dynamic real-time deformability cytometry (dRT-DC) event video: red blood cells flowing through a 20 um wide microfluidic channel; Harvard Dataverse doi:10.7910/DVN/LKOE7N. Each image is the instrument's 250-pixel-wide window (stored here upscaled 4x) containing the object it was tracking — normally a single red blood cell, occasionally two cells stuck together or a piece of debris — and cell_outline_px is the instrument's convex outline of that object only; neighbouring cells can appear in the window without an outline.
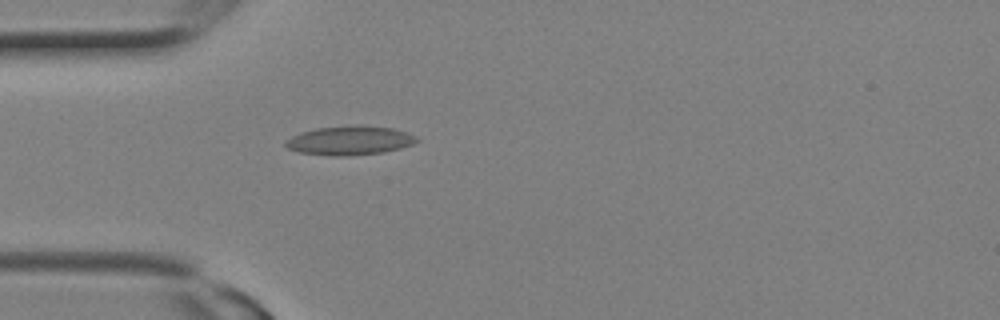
{"species": "Egyptian fruit bat (a non-hibernating species)", "species_latin": "Rousettus aegyptiacus", "temperature_condition": "room temperature", "stored_images_in_passage": 16, "camera_frame_rate_fps": 3000, "um_per_image_px": 0.085, "animal": {"sex": "female"}, "frame": {"image": 1, "passage_image": 7, "time_ms": 2.0, "image_size_px": [1000, 320], "cell_outline_px": [[420, 140], [412, 144], [400, 148], [384, 152], [340, 156], [336, 156], [300, 152], [288, 148], [284, 144], [284, 140], [300, 132], [316, 128], [356, 124], [392, 128], [416, 136]], "centroid_in_image_um": [29.71, 11.92], "position_along_channel_um": 55.3, "area_um2": 22.14}}
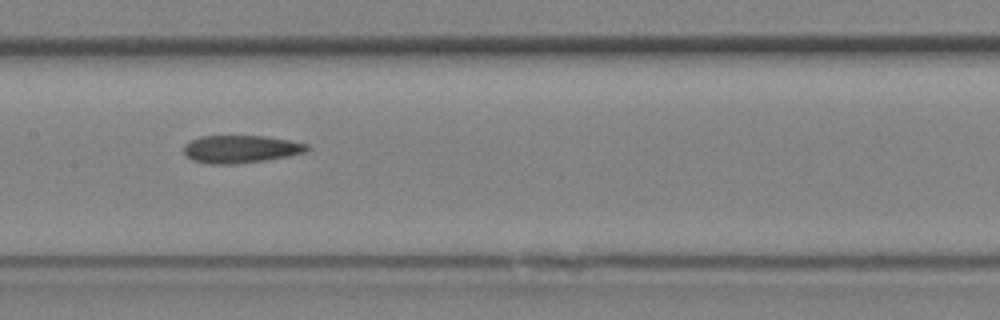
{"frame": {"image": 2, "passage_image": 12, "time_ms": 3.667, "image_size_px": [1000, 320], "cell_outline_px": [[312, 148], [308, 152], [288, 156], [264, 160], [236, 164], [208, 164], [192, 160], [184, 156], [184, 144], [200, 136], [264, 136], [288, 140], [308, 144]], "centroid_in_image_um": [20.46, 12.68], "position_along_channel_um": 186.9, "area_um2": 20.06}}
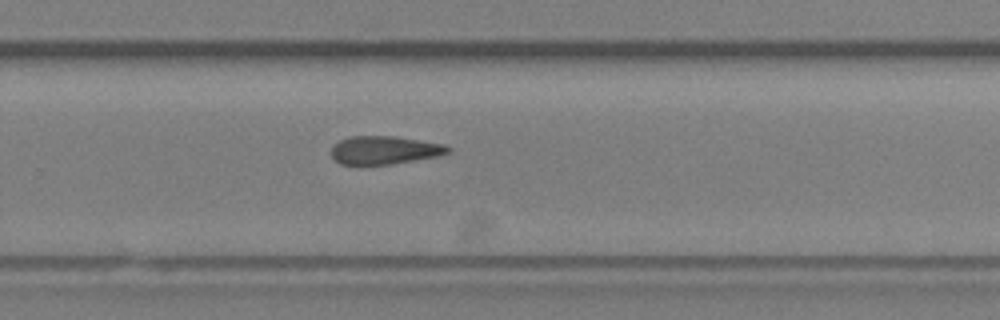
{"frame": {"image": 3, "passage_image": 16, "time_ms": 5.0, "image_size_px": [1000, 320], "cell_outline_px": [[452, 152], [440, 156], [392, 164], [340, 164], [332, 156], [332, 144], [340, 140], [352, 136], [392, 136], [444, 144], [452, 148]], "centroid_in_image_um": [32.72, 12.76], "position_along_channel_um": 297.1, "area_um2": 19.19}}